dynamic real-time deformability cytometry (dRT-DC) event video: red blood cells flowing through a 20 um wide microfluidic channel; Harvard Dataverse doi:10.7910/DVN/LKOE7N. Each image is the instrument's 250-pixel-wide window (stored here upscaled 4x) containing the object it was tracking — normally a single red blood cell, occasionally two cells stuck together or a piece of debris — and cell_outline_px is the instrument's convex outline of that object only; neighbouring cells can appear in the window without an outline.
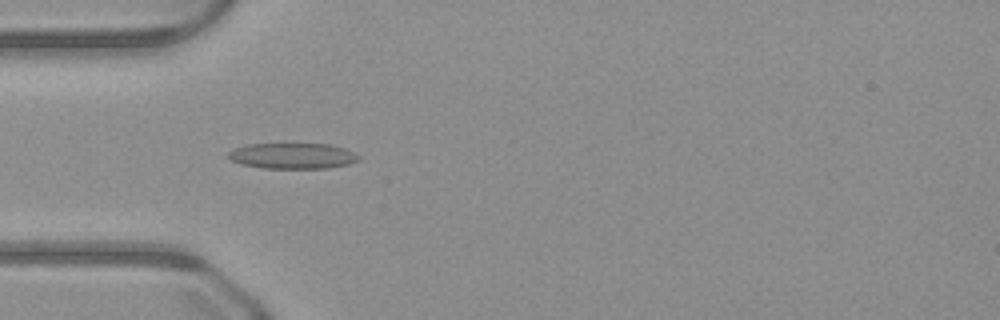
{"species": "common noctule bat (a hibernating species)", "species_latin": "Nyctalus noctula", "temperature_condition": "warm", "stored_images_in_passage": 49, "camera_frame_rate_fps": 3000, "um_per_image_px": 0.085, "animal": {"sex": "male", "body_mass_g": 23.1, "forearm_length_mm": 52.7}, "frame": {"image": 1, "passage_image": 15, "time_ms": 4.667, "image_size_px": [1000, 320], "cell_outline_px": [[360, 160], [348, 164], [328, 168], [264, 168], [240, 164], [232, 160], [228, 156], [228, 152], [232, 148], [248, 144], [328, 144], [344, 148], [360, 156]], "centroid_in_image_um": [24.85, 13.25], "position_along_channel_um": 60.1, "area_um2": 19.54}}
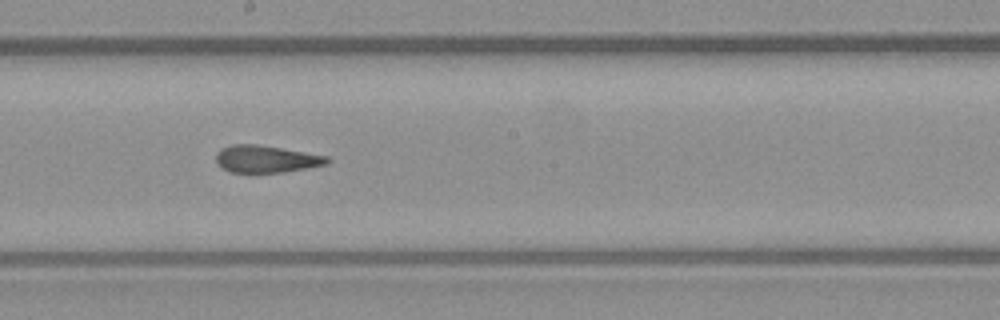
{"frame": {"image": 2, "passage_image": 27, "time_ms": 8.667, "image_size_px": [1000, 320], "cell_outline_px": [[332, 160], [328, 164], [284, 172], [228, 172], [216, 164], [216, 152], [220, 148], [232, 144], [256, 144], [328, 156]], "centroid_in_image_um": [22.59, 13.51], "position_along_channel_um": 225.6, "area_um2": 17.69}}
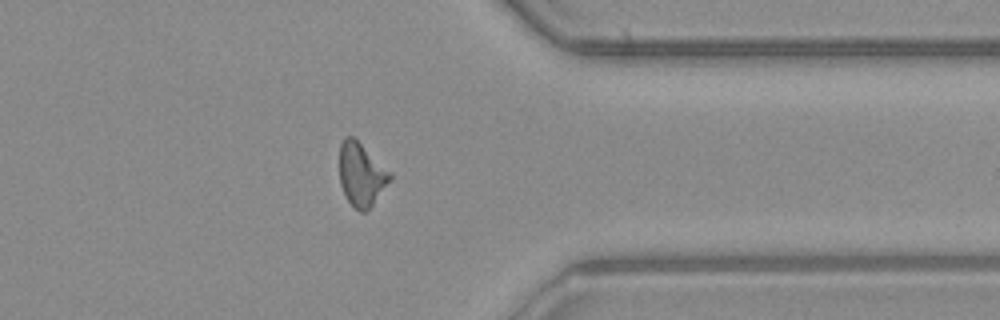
{"frame": {"image": 3, "passage_image": 39, "time_ms": 12.667, "image_size_px": [1000, 320], "cell_outline_px": [[392, 180], [372, 204], [364, 212], [360, 212], [348, 200], [340, 184], [340, 144], [344, 136], [352, 136], [392, 172]], "centroid_in_image_um": [30.73, 14.81], "position_along_channel_um": 380.7, "area_um2": 18.44}}